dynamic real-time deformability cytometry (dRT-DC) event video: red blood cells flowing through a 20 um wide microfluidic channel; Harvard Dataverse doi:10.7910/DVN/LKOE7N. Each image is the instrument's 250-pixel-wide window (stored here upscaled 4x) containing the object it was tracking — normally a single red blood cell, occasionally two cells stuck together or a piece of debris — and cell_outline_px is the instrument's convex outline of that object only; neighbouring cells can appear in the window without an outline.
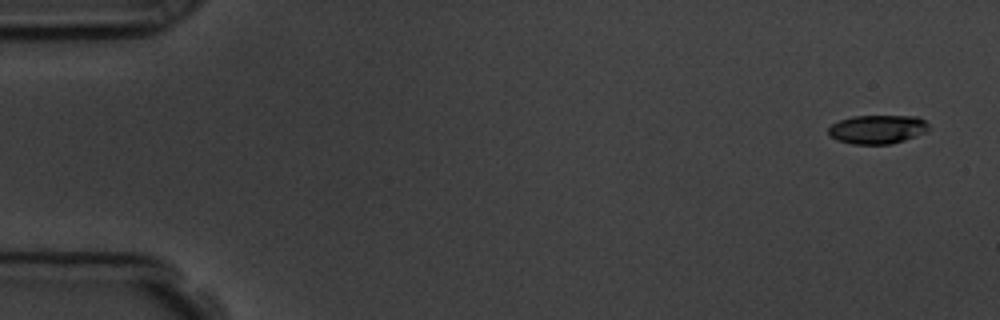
{"species": "common noctule bat (a hibernating species)", "species_latin": "Nyctalus noctula", "temperature_condition": "room temperature", "stored_images_in_passage": 56, "camera_frame_rate_fps": 3000, "um_per_image_px": 0.085, "animal": {"sex": "male", "body_mass_g": 19.5, "forearm_length_mm": 54.6}, "frame": {"image": 1, "passage_image": 1, "time_ms": 0.0, "image_size_px": [1000, 320], "cell_outline_px": [[928, 132], [892, 144], [852, 144], [836, 140], [828, 136], [828, 128], [832, 124], [840, 120], [852, 116], [916, 116], [924, 120], [928, 124]], "centroid_in_image_um": [74.56, 11.0], "position_along_channel_um": 10.4, "area_um2": 16.99}}
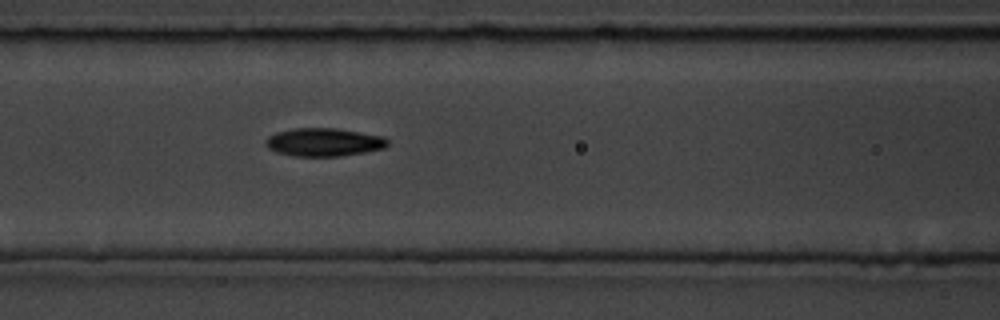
{"frame": {"image": 2, "passage_image": 23, "time_ms": 7.333, "image_size_px": [1000, 320], "cell_outline_px": [[388, 144], [384, 148], [364, 152], [340, 156], [292, 156], [276, 152], [268, 148], [264, 144], [264, 140], [268, 136], [276, 132], [292, 128], [336, 128], [384, 136], [388, 140]], "centroid_in_image_um": [27.49, 12.08], "position_along_channel_um": 139.1, "area_um2": 20.17}}
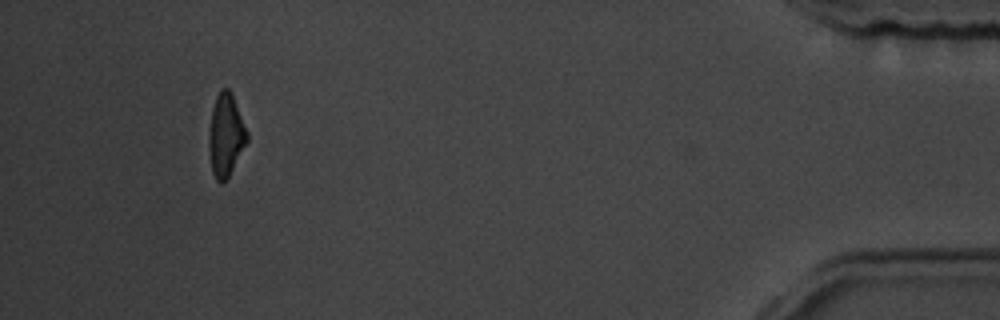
{"frame": {"image": 3, "passage_image": 52, "time_ms": 17.0, "image_size_px": [1000, 320], "cell_outline_px": [[248, 140], [228, 176], [220, 184], [216, 180], [212, 172], [208, 148], [208, 140], [212, 108], [216, 96], [220, 88], [228, 88], [232, 92], [248, 132]], "centroid_in_image_um": [19.18, 11.45], "position_along_channel_um": 416.0, "area_um2": 18.38}, "authors_computed_cell_mechanics": {"area_um2": 19.0451, "velocity_mm_per_s": 3.5793, "shape_relaxation_time_tau1_ms": 3.582, "shape_relaxation_time_tau2_ms": 5.097, "deformation_change_tau1": 0.1437, "deformation_change_tau2": 0.1222}}